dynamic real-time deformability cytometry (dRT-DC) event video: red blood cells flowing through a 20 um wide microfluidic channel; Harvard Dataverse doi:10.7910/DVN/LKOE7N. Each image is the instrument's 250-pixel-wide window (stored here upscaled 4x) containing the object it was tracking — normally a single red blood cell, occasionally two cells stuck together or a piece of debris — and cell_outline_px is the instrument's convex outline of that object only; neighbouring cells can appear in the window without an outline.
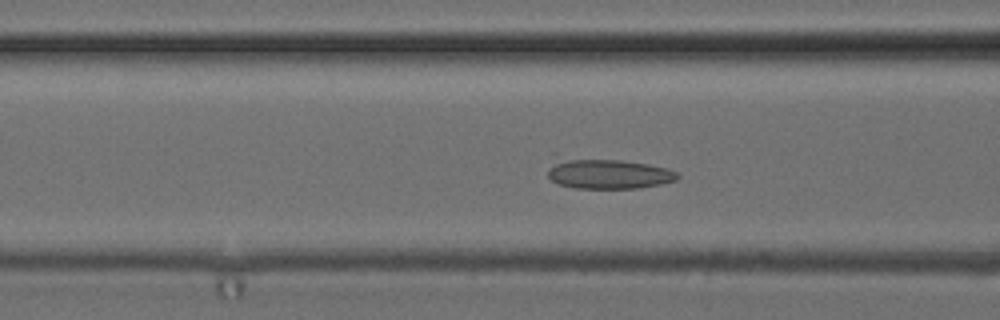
{"species": "common noctule bat (a hibernating species)", "species_latin": "Nyctalus noctula", "temperature_condition": "cold", "stored_images_in_passage": 41, "camera_frame_rate_fps": 3000, "um_per_image_px": 0.085, "animal": {"sex": "female", "body_mass_g": 24.6, "forearm_length_mm": 56.2}, "frame": {"image": 1, "passage_image": 9, "time_ms": 2.667, "image_size_px": [1000, 320], "cell_outline_px": [[680, 176], [676, 180], [660, 184], [640, 188], [576, 188], [560, 184], [552, 180], [548, 176], [548, 168], [552, 152], [556, 152], [620, 160], [648, 164], [668, 168], [676, 172]], "centroid_in_image_um": [51.46, 14.67], "position_along_channel_um": 115.1, "area_um2": 24.39}}
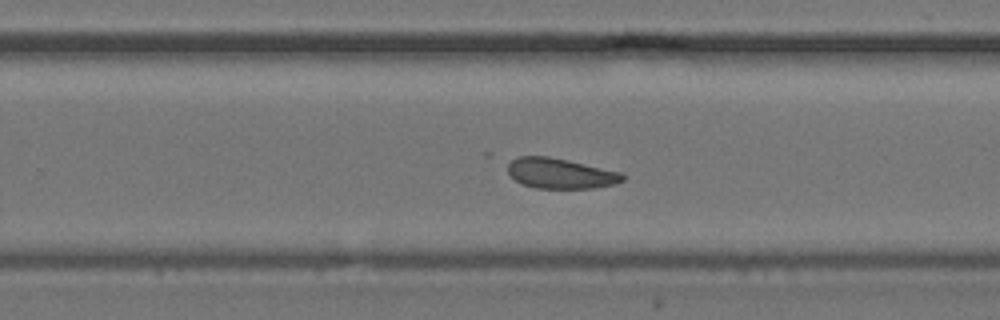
{"frame": {"image": 2, "passage_image": 22, "time_ms": 7.0, "image_size_px": [1000, 320], "cell_outline_px": [[624, 180], [616, 184], [592, 188], [536, 188], [524, 184], [516, 180], [508, 172], [508, 164], [516, 156], [548, 156], [568, 160], [620, 172], [624, 176]], "centroid_in_image_um": [47.63, 14.73], "position_along_channel_um": 282.2, "area_um2": 20.11}}
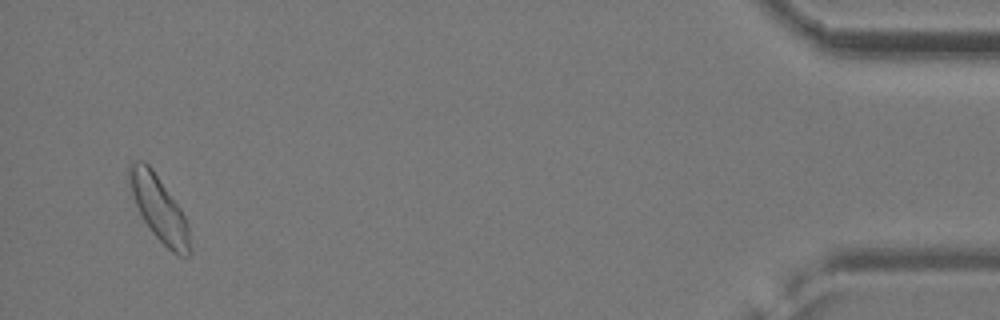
{"frame": {"image": 3, "passage_image": 39, "time_ms": 12.667, "image_size_px": [1000, 320], "cell_outline_px": [[188, 256], [180, 256], [172, 252], [152, 232], [144, 220], [136, 204], [128, 180], [128, 164], [136, 160], [144, 160], [152, 168], [180, 208], [188, 224]], "centroid_in_image_um": [13.48, 17.65], "position_along_channel_um": 421.7, "area_um2": 22.25}}